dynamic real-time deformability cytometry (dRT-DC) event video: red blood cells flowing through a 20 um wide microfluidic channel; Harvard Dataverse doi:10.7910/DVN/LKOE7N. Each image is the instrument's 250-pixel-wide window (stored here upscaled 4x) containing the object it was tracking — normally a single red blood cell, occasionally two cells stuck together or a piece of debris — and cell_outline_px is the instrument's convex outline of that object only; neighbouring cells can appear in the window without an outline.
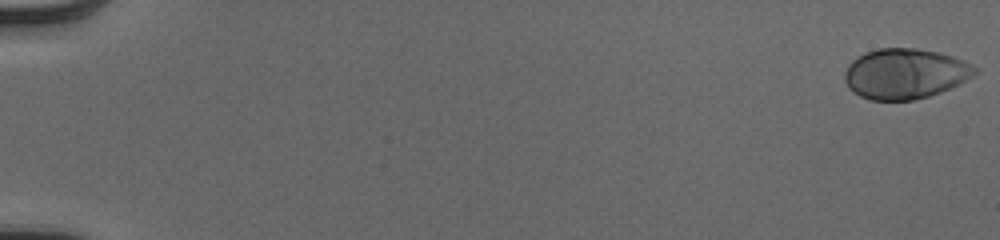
{"species": "human", "species_latin": "Homo sapiens", "temperature_condition": "cold", "stored_images_in_passage": 52, "camera_frame_rate_fps": 3000, "um_per_image_px": 0.085, "donor": {"sex": "male"}, "frame": {"image": 1, "passage_image": 1, "time_ms": 0.0, "image_size_px": [1000, 240], "cell_outline_px": [[980, 68], [972, 76], [940, 92], [928, 96], [912, 100], [872, 100], [860, 96], [852, 92], [848, 88], [844, 80], [844, 72], [848, 64], [852, 60], [864, 52], [880, 48], [916, 48], [936, 52], [952, 56], [964, 60]], "centroid_in_image_um": [76.89, 6.25], "position_along_channel_um": 8.1, "area_um2": 38.15}}
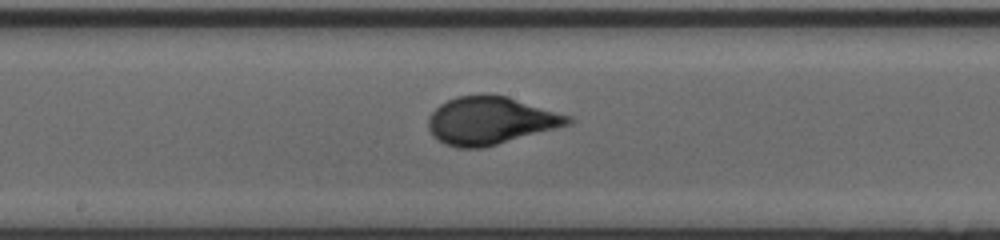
{"frame": {"image": 2, "passage_image": 30, "time_ms": 9.667, "image_size_px": [1000, 240], "cell_outline_px": [[576, 120], [572, 124], [484, 148], [456, 148], [444, 144], [436, 140], [432, 136], [428, 128], [428, 116], [440, 104], [456, 96], [484, 92], [508, 96], [572, 116]], "centroid_in_image_um": [41.7, 10.24], "position_along_channel_um": 206.5, "area_um2": 39.77}}
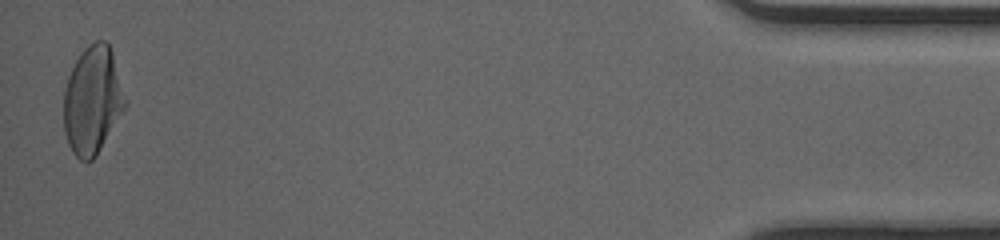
{"frame": {"image": 3, "passage_image": 52, "time_ms": 17.0, "image_size_px": [1000, 240], "cell_outline_px": [[128, 104], [96, 156], [88, 164], [84, 164], [72, 152], [68, 144], [64, 132], [64, 92], [68, 76], [76, 60], [84, 48], [88, 44], [96, 40], [104, 40], [108, 44], [112, 52], [128, 100]], "centroid_in_image_um": [7.88, 8.55], "position_along_channel_um": 427.3, "area_um2": 39.07}, "authors_computed_cell_mechanics": {"area_um2": 37.7434, "velocity_mm_per_s": 4.0774, "shape_relaxation_time_tau1_ms": 3.9577, "shape_relaxation_time_tau2_ms": null, "deformation_change_tau1": 0.1964, "deformation_change_tau2": null}}